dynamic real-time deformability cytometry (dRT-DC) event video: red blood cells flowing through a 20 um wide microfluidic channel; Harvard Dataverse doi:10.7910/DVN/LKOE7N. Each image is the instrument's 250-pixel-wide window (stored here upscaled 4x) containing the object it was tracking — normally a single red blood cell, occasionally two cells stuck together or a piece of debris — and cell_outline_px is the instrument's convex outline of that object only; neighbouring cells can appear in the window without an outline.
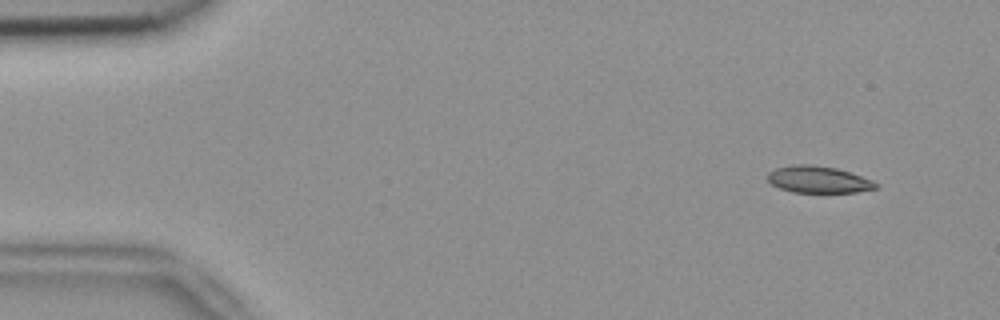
{"species": "common noctule bat (a hibernating species)", "species_latin": "Nyctalus noctula", "temperature_condition": "room temperature", "stored_images_in_passage": 50, "segment_of_instrument_passage": [1, 2], "camera_frame_rate_fps": 3000, "um_per_image_px": 0.085, "animal": {"sex": "female", "body_mass_g": 18.4}, "frame": {"image": 1, "passage_image": 1, "time_ms": 0.0, "image_size_px": [1000, 320], "cell_outline_px": [[880, 184], [876, 188], [856, 192], [792, 192], [780, 188], [772, 184], [768, 180], [768, 172], [776, 168], [796, 164], [812, 164], [836, 168], [872, 180]], "centroid_in_image_um": [69.55, 15.26], "position_along_channel_um": 15.4, "area_um2": 16.76}}
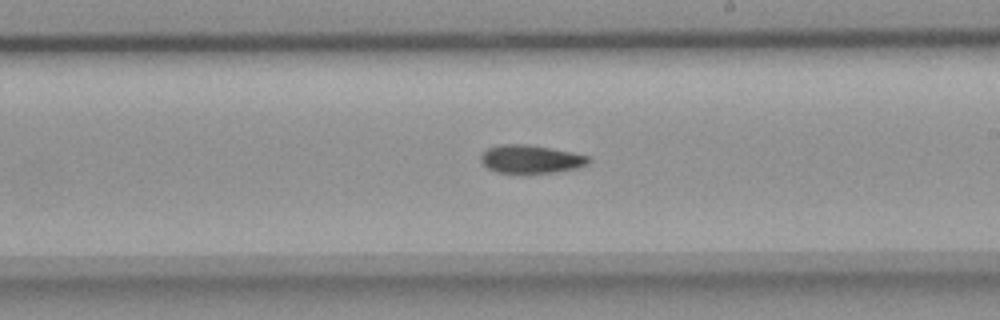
{"frame": {"image": 2, "passage_image": 27, "time_ms": 8.667, "image_size_px": [1000, 320], "cell_outline_px": [[592, 160], [588, 164], [576, 168], [556, 172], [496, 172], [488, 168], [480, 160], [480, 156], [488, 148], [500, 144], [524, 144], [572, 152], [592, 156]], "centroid_in_image_um": [45.16, 13.51], "position_along_channel_um": 243.8, "area_um2": 17.51}}
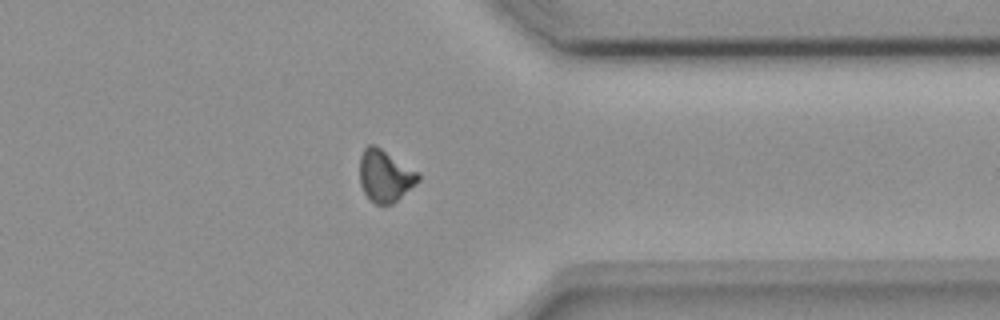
{"frame": {"image": 3, "passage_image": 38, "time_ms": 12.333, "image_size_px": [1000, 320], "cell_outline_px": [[420, 180], [416, 184], [392, 204], [376, 204], [364, 192], [360, 184], [360, 156], [364, 148], [368, 144], [376, 144], [416, 172], [420, 176]], "centroid_in_image_um": [32.7, 14.93], "position_along_channel_um": 378.7, "area_um2": 17.46}}